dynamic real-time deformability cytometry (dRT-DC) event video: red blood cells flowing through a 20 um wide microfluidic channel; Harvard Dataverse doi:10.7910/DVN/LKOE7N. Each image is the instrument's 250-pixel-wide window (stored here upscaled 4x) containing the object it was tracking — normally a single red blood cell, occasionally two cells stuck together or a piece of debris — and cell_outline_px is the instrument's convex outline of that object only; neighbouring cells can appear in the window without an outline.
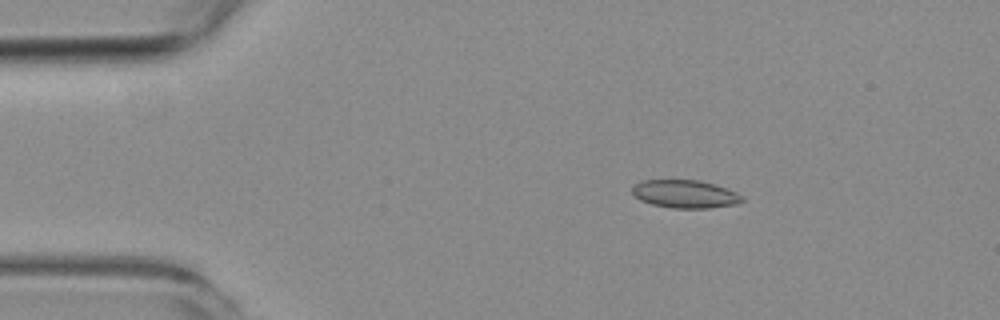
{"species": "common noctule bat (a hibernating species)", "species_latin": "Nyctalus noctula", "temperature_condition": "room temperature", "stored_images_in_passage": 4, "camera_frame_rate_fps": 3000, "um_per_image_px": 0.085, "animal": {"sex": "female", "body_mass_g": 19.3, "forearm_length_mm": 54.1}, "frame": {"image": 1, "passage_image": 2, "time_ms": 1.0, "image_size_px": [1000, 320], "cell_outline_px": [[744, 200], [736, 204], [712, 208], [672, 208], [652, 204], [640, 200], [632, 192], [632, 184], [644, 180], [696, 180], [728, 188], [744, 196]], "centroid_in_image_um": [58.24, 16.49], "position_along_channel_um": 26.8, "area_um2": 17.98}}